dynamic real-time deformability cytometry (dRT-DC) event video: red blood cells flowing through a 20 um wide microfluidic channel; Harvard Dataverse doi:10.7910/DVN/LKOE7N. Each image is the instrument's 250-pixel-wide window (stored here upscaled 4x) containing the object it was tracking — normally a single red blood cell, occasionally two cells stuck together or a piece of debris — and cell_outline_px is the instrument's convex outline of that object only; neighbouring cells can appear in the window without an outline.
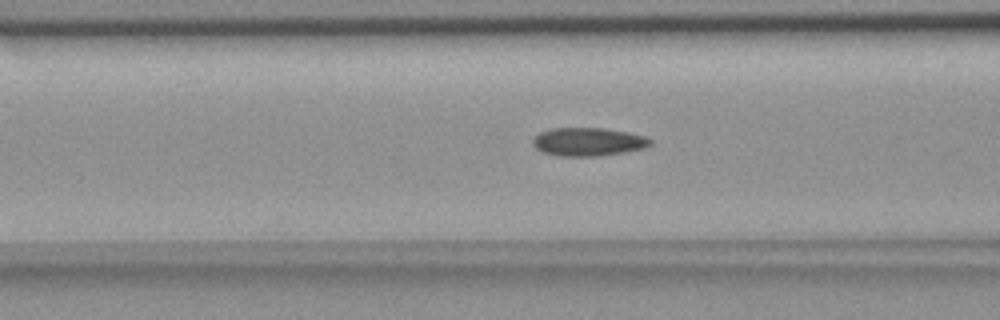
{"species": "common noctule bat (a hibernating species)", "species_latin": "Nyctalus noctula", "temperature_condition": "room temperature", "stored_images_in_passage": 55, "camera_frame_rate_fps": 3000, "um_per_image_px": 0.085, "animal": {"sex": "female", "body_mass_g": 18.4}, "frame": {"image": 1, "passage_image": 21, "time_ms": 6.667, "image_size_px": [1000, 320], "cell_outline_px": [[652, 144], [644, 148], [624, 152], [596, 156], [560, 156], [544, 152], [536, 148], [532, 144], [532, 140], [540, 132], [552, 128], [604, 128], [628, 132], [644, 136], [652, 140]], "centroid_in_image_um": [50.0, 12.05], "position_along_channel_um": 116.6, "area_um2": 19.31}}
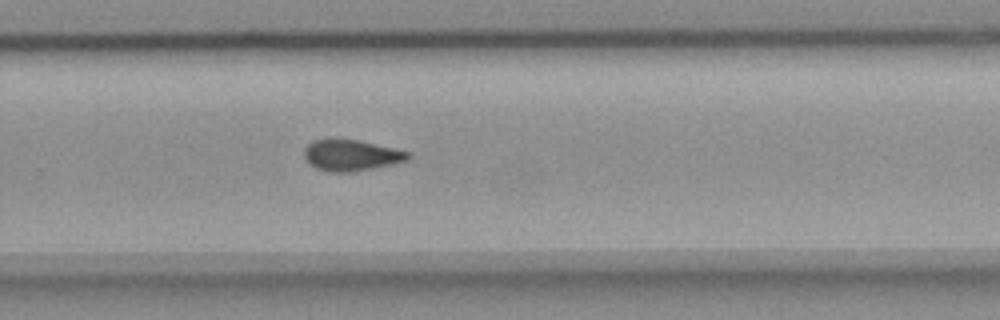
{"frame": {"image": 2, "passage_image": 36, "time_ms": 11.667, "image_size_px": [1000, 320], "cell_outline_px": [[412, 156], [408, 160], [392, 164], [352, 172], [328, 172], [316, 168], [304, 156], [304, 148], [312, 140], [360, 140], [412, 152]], "centroid_in_image_um": [29.9, 13.2], "position_along_channel_um": 299.9, "area_um2": 18.73}}
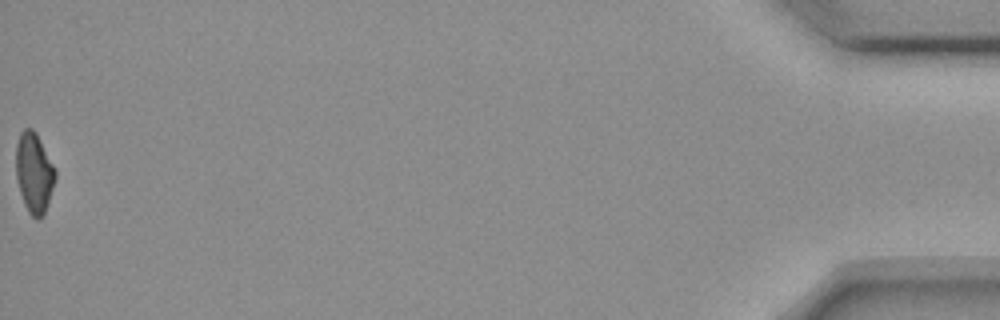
{"frame": {"image": 3, "passage_image": 55, "time_ms": 18.0, "image_size_px": [1000, 320], "cell_outline_px": [[56, 176], [44, 212], [40, 220], [36, 220], [28, 212], [24, 204], [20, 192], [16, 176], [16, 144], [20, 132], [24, 128], [32, 128], [36, 132], [56, 168]], "centroid_in_image_um": [2.89, 14.66], "position_along_channel_um": 432.3, "area_um2": 18.38}, "authors_computed_cell_mechanics": {"area_um2": 18.9584, "velocity_mm_per_s": 3.6759, "shape_relaxation_time_tau1_ms": null, "shape_relaxation_time_tau2_ms": 6.051, "deformation_change_tau1": null, "deformation_change_tau2": 0.1234}}